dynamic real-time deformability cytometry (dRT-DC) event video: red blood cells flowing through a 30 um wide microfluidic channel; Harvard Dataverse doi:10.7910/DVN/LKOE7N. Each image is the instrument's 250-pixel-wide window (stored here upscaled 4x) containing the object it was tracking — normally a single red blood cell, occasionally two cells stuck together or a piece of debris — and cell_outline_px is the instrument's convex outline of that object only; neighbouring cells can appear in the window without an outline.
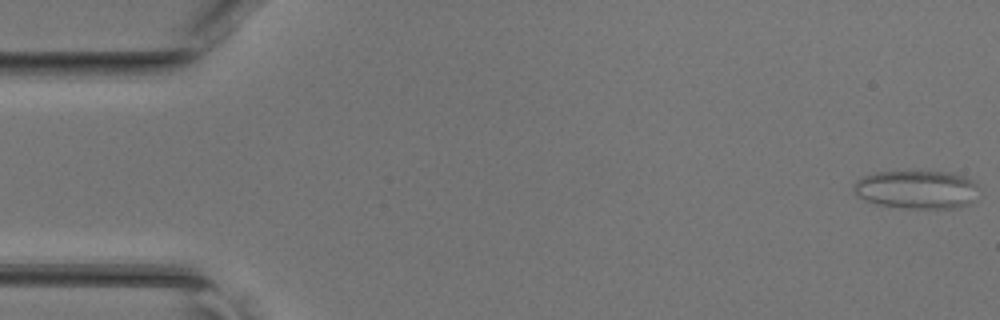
{"species": "common noctule bat (a hibernating species)", "species_latin": "Nyctalus noctula", "temperature_condition": "room temperature", "stored_images_in_passage": 46, "camera_frame_rate_fps": 3000, "um_per_image_px": 0.085, "animal": {"sex": "female", "body_mass_g": 17.0, "forearm_length_mm": 48.0}, "frame": {"image": 1, "passage_image": 1, "time_ms": 0.0, "image_size_px": [1000, 320], "cell_outline_px": [[980, 188], [976, 200], [968, 204], [956, 208], [900, 208], [876, 204], [864, 200], [852, 192], [852, 184], [856, 180], [864, 176], [876, 172], [952, 172], [964, 176], [972, 180]], "centroid_in_image_um": [77.92, 16.12], "position_along_channel_um": 7.1, "area_um2": 28.44}}
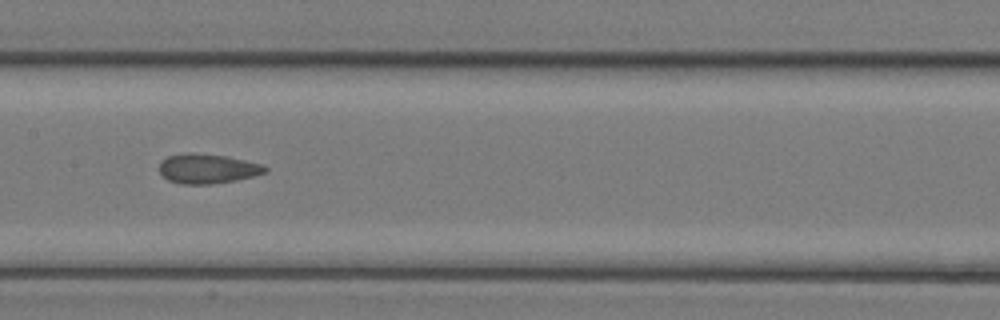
{"frame": {"image": 2, "passage_image": 23, "time_ms": 7.333, "image_size_px": [1000, 320], "cell_outline_px": [[268, 172], [236, 180], [212, 184], [180, 184], [168, 180], [160, 172], [160, 160], [168, 156], [188, 152], [192, 152], [228, 156], [260, 164], [268, 168]], "centroid_in_image_um": [17.62, 14.33], "position_along_channel_um": 189.8, "area_um2": 18.32}}
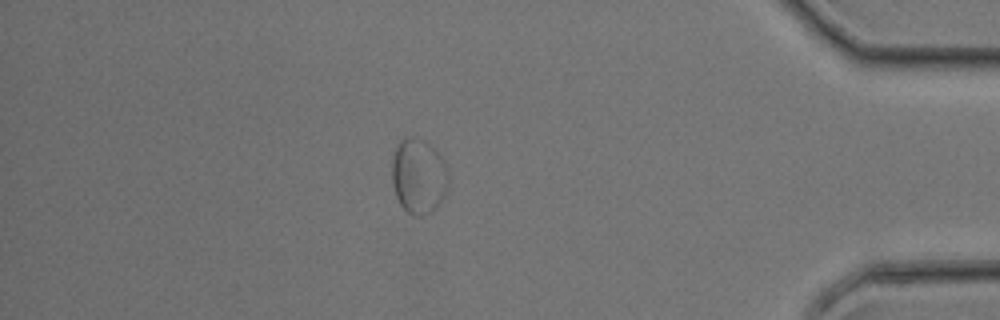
{"frame": {"image": 3, "passage_image": 40, "time_ms": 13.0, "image_size_px": [1000, 320], "cell_outline_px": [[448, 188], [444, 196], [436, 208], [432, 212], [420, 216], [416, 216], [408, 212], [400, 204], [396, 196], [392, 184], [392, 156], [396, 144], [400, 140], [408, 136], [412, 136], [424, 140], [440, 152], [448, 168]], "centroid_in_image_um": [35.59, 14.94], "position_along_channel_um": 399.6, "area_um2": 25.32}}